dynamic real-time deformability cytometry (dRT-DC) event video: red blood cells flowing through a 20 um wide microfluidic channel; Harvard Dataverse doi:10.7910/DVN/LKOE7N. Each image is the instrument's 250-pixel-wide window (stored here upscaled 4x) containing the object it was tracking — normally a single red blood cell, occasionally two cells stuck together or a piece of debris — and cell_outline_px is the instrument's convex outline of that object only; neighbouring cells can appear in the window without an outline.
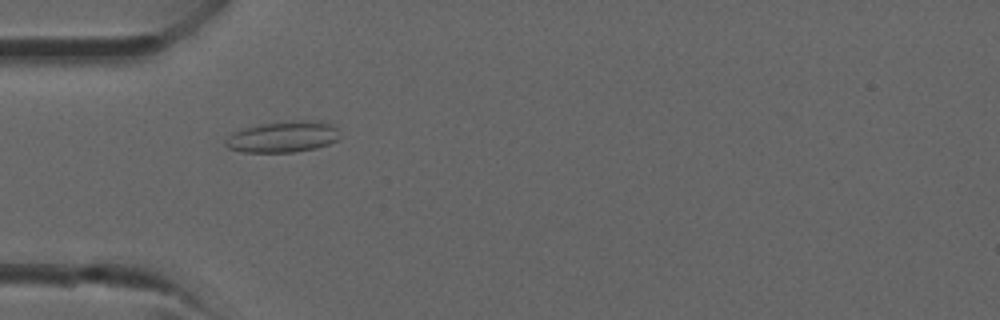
{"species": "common noctule bat (a hibernating species)", "species_latin": "Nyctalus noctula", "temperature_condition": "room temperature", "stored_images_in_passage": 38, "camera_frame_rate_fps": 3000, "um_per_image_px": 0.085, "animal": {"sex": "male", "forearm_length_mm": 52.5}, "frame": {"image": 1, "passage_image": 12, "time_ms": 3.667, "image_size_px": [1000, 320], "cell_outline_px": [[340, 136], [336, 140], [328, 144], [316, 148], [292, 152], [244, 152], [228, 148], [224, 144], [224, 140], [232, 132], [244, 128], [260, 124], [296, 120], [324, 120], [332, 124], [336, 128]], "centroid_in_image_um": [24.05, 11.61], "position_along_channel_um": 60.9, "area_um2": 20.92}}
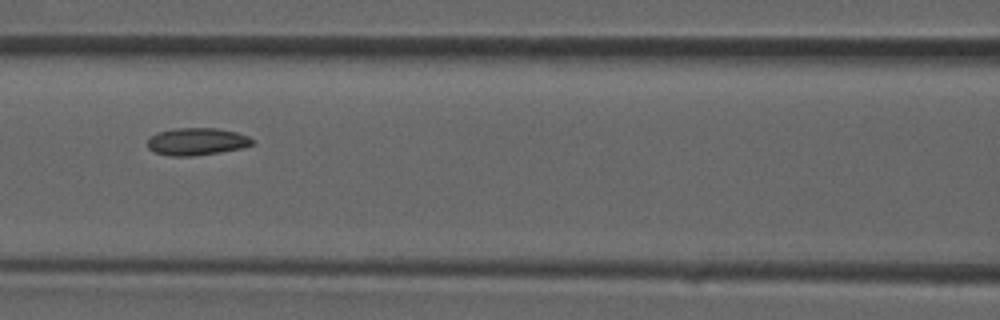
{"frame": {"image": 2, "passage_image": 17, "time_ms": 5.333, "image_size_px": [1000, 320], "cell_outline_px": [[256, 140], [252, 144], [240, 148], [220, 152], [192, 156], [168, 156], [152, 152], [148, 148], [148, 140], [156, 132], [172, 128], [216, 128], [236, 132], [248, 136]], "centroid_in_image_um": [16.69, 12.03], "position_along_channel_um": 149.9, "area_um2": 16.82}}
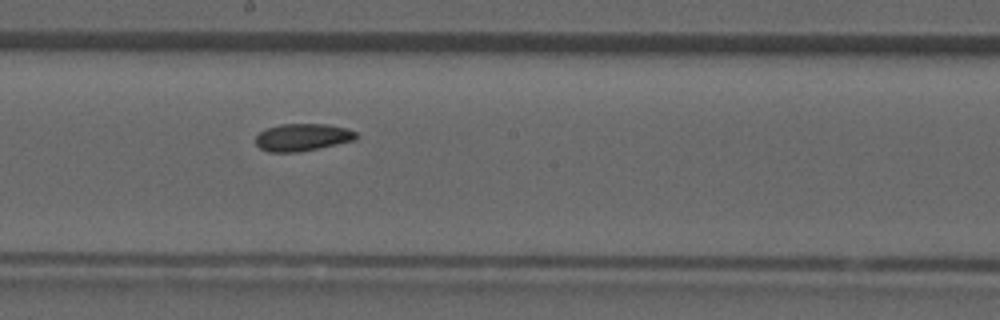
{"frame": {"image": 3, "passage_image": 21, "time_ms": 6.667, "image_size_px": [1000, 320], "cell_outline_px": [[360, 136], [356, 140], [296, 152], [268, 152], [260, 148], [256, 144], [256, 136], [260, 132], [268, 128], [280, 124], [328, 124], [344, 128], [356, 132]], "centroid_in_image_um": [25.72, 11.66], "position_along_channel_um": 222.5, "area_um2": 15.9}}